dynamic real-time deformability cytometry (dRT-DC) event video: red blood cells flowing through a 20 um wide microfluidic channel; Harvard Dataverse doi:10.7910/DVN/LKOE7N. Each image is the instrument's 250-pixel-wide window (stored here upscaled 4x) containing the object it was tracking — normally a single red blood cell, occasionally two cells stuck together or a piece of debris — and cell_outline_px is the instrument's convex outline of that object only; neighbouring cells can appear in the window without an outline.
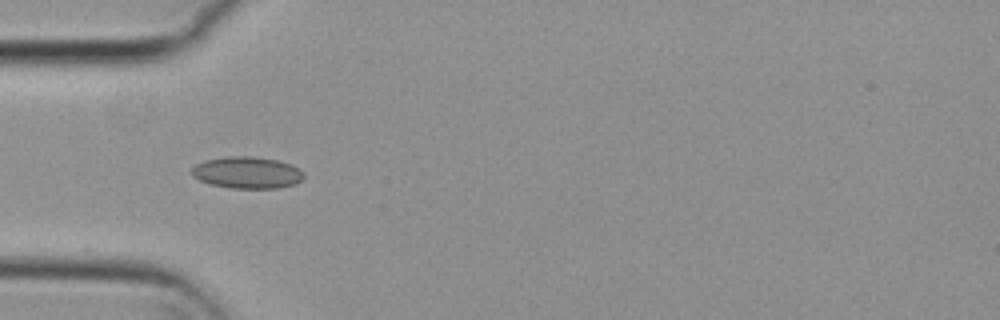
{"species": "common noctule bat (a hibernating species)", "species_latin": "Nyctalus noctula", "temperature_condition": "cold", "stored_images_in_passage": 38, "camera_frame_rate_fps": 3000, "um_per_image_px": 0.085, "animal": {"sex": "female", "body_mass_g": 29.2, "forearm_length_mm": 56.3}, "frame": {"image": 1, "passage_image": 1, "time_ms": 0.0, "image_size_px": [1000, 320], "cell_outline_px": [[304, 176], [296, 184], [280, 188], [232, 188], [208, 184], [192, 176], [192, 168], [196, 164], [204, 160], [228, 156], [252, 156], [276, 160], [292, 164], [300, 168], [304, 172]], "centroid_in_image_um": [21.02, 14.67], "position_along_channel_um": 64.0, "area_um2": 20.92}}
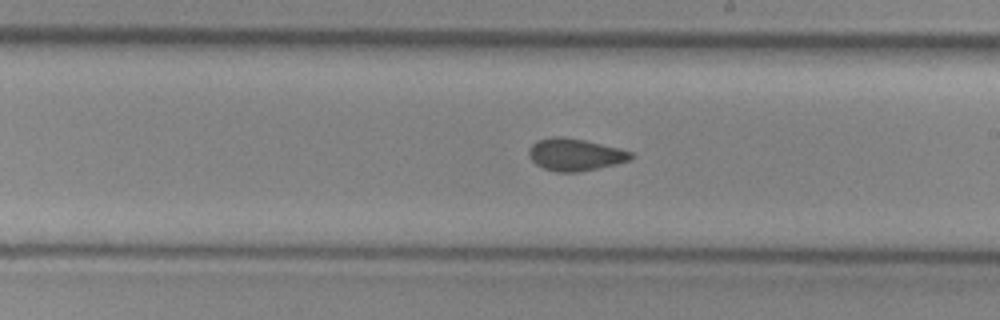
{"frame": {"image": 2, "passage_image": 15, "time_ms": 4.667, "image_size_px": [1000, 320], "cell_outline_px": [[632, 160], [616, 164], [580, 172], [556, 172], [544, 168], [536, 164], [532, 160], [528, 152], [528, 148], [536, 140], [552, 136], [564, 136], [584, 140], [632, 152]], "centroid_in_image_um": [48.85, 13.14], "position_along_channel_um": 240.2, "area_um2": 19.13}}
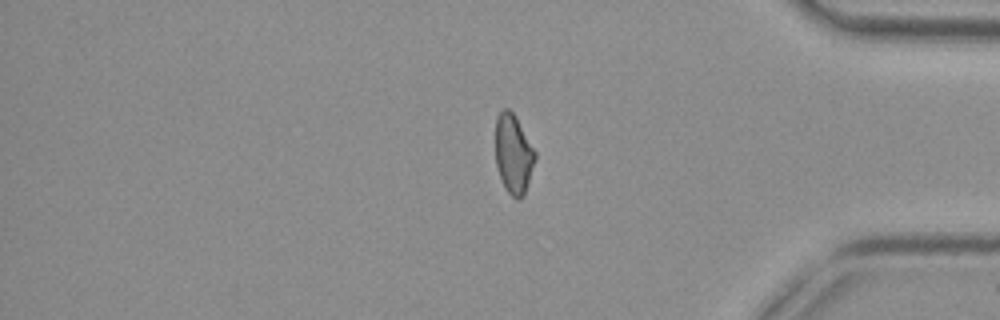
{"frame": {"image": 3, "passage_image": 29, "time_ms": 9.333, "image_size_px": [1000, 320], "cell_outline_px": [[536, 156], [524, 196], [516, 200], [508, 192], [500, 176], [496, 164], [496, 116], [504, 108], [508, 108], [512, 112], [536, 152]], "centroid_in_image_um": [43.64, 13.1], "position_along_channel_um": 391.6, "area_um2": 17.92}, "authors_computed_cell_mechanics": {"area_um2": 18.8139, "velocity_mm_per_s": 3.7903, "shape_relaxation_time_tau1_ms": null, "shape_relaxation_time_tau2_ms": 1.8309, "deformation_change_tau1": null, "deformation_change_tau2": 0.0727}}